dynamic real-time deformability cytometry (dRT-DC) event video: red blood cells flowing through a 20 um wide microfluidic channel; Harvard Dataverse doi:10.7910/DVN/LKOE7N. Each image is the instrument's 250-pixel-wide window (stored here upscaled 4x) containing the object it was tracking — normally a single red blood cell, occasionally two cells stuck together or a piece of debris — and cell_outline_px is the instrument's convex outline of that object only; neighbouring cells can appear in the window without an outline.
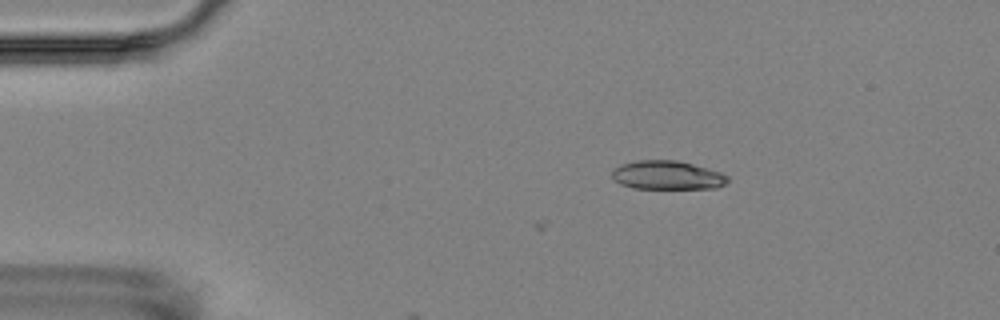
{"species": "Egyptian fruit bat (a non-hibernating species)", "species_latin": "Rousettus aegyptiacus", "temperature_condition": "room temperature", "stored_images_in_passage": 3, "camera_frame_rate_fps": 3000, "um_per_image_px": 0.085, "animal": {"sex": "female"}, "frame": {"image": 1, "passage_image": 3, "time_ms": 2.333, "image_size_px": [1000, 320], "cell_outline_px": [[728, 180], [724, 184], [716, 188], [632, 188], [620, 184], [612, 180], [612, 172], [620, 164], [636, 160], [676, 160], [708, 168], [720, 172], [728, 176]], "centroid_in_image_um": [56.68, 14.89], "position_along_channel_um": 28.3, "area_um2": 19.36}}